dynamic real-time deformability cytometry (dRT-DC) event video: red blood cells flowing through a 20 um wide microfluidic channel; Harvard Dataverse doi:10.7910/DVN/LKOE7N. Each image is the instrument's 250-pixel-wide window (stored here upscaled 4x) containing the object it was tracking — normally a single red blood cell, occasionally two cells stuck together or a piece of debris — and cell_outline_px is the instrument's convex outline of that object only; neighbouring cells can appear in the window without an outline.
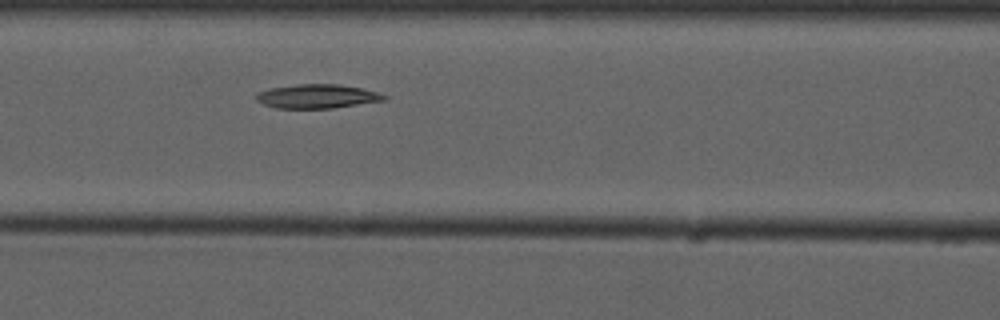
{"species": "common noctule bat (a hibernating species)", "species_latin": "Nyctalus noctula", "temperature_condition": "cold", "stored_images_in_passage": 5, "segment_of_instrument_passage": [1, 2], "camera_frame_rate_fps": 3000, "um_per_image_px": 0.085, "animal": {"sex": "male", "forearm_length_mm": 52.5}, "frame": {"image": 1, "passage_image": 4, "time_ms": 3.333, "image_size_px": [1000, 320], "cell_outline_px": [[388, 96], [384, 100], [332, 108], [276, 108], [264, 104], [256, 100], [256, 92], [272, 88], [296, 84], [340, 84], [364, 88]], "centroid_in_image_um": [26.95, 8.18], "position_along_channel_um": 139.7, "area_um2": 17.8}}